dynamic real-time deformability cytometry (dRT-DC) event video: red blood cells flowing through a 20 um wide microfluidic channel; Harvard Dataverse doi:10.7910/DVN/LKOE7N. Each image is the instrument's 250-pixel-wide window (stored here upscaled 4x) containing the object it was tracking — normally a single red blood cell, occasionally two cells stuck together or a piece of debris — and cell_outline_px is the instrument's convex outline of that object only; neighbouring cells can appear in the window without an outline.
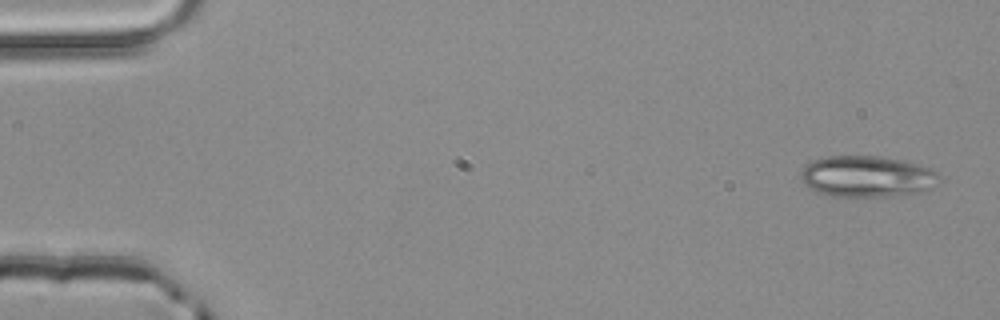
{"species": "common noctule bat (a hibernating species)", "species_latin": "Nyctalus noctula", "temperature_condition": "room temperature", "stored_images_in_passage": 4, "camera_frame_rate_fps": 3000, "um_per_image_px": 0.085, "animal": {"sex": "male", "body_mass_g": 20.4}, "frame": {"image": 1, "passage_image": 1, "time_ms": 0.0, "image_size_px": [1000, 320], "cell_outline_px": [[944, 180], [932, 188], [916, 192], [884, 196], [832, 196], [820, 192], [804, 184], [800, 176], [800, 172], [812, 160], [828, 156], [880, 156], [920, 164], [932, 168]], "centroid_in_image_um": [73.75, 14.98], "position_along_channel_um": 11.2, "area_um2": 33.18}}